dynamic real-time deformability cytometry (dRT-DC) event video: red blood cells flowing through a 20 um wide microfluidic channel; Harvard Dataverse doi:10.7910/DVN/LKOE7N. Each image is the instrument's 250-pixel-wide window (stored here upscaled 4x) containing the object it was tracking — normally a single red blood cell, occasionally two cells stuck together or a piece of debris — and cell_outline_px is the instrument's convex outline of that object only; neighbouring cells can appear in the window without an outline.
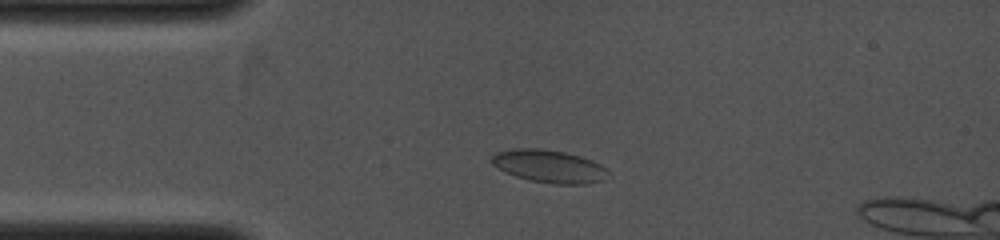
{"species": "common noctule bat (a hibernating species)", "species_latin": "Nyctalus noctula", "temperature_condition": "cold", "stored_images_in_passage": 7, "camera_frame_rate_fps": 4000, "um_per_image_px": 0.085, "animal": {"sex": "female", "body_mass_g": 19.0, "forearm_length_mm": 53.3}, "frame": {"image": 1, "passage_image": 4, "time_ms": 1.75, "image_size_px": [1000, 240], "cell_outline_px": [[608, 172], [604, 180], [584, 184], [552, 184], [528, 180], [504, 172], [492, 164], [488, 160], [496, 152], [516, 148], [536, 148], [564, 152], [580, 156], [592, 160], [608, 168]], "centroid_in_image_um": [46.65, 14.14], "position_along_channel_um": 38.3, "area_um2": 22.37}}
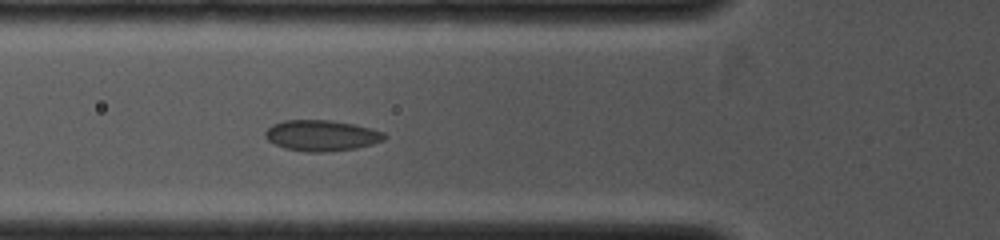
{"frame": {"image": 2, "passage_image": 7, "time_ms": 3.25, "image_size_px": [1000, 240], "cell_outline_px": [[388, 136], [384, 140], [372, 144], [356, 148], [328, 152], [304, 152], [284, 148], [268, 140], [264, 136], [264, 132], [272, 124], [284, 120], [328, 120], [352, 124], [384, 132]], "centroid_in_image_um": [27.31, 11.53], "position_along_channel_um": 98.5, "area_um2": 21.44}}